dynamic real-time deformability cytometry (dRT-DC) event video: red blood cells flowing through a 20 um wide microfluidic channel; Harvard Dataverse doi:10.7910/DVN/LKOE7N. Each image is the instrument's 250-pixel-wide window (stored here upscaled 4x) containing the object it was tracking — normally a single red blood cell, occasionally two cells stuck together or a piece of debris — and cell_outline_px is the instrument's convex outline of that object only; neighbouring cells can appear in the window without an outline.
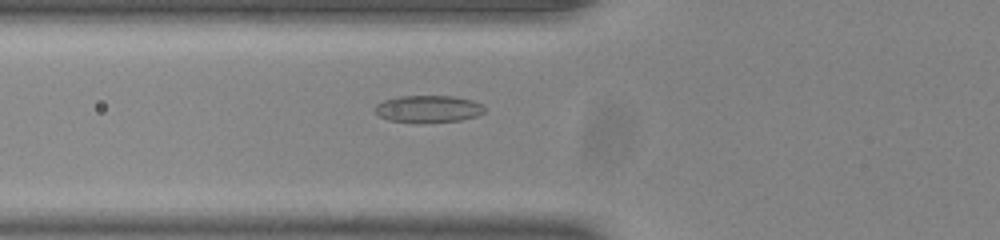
{"species": "common noctule bat (a hibernating species)", "species_latin": "Nyctalus noctula", "temperature_condition": "room temperature", "stored_images_in_passage": 30, "camera_frame_rate_fps": 3000, "um_per_image_px": 0.085, "animal": {"sex": "male", "body_mass_g": 20.0, "forearm_length_mm": 53.3}, "frame": {"image": 1, "passage_image": 3, "time_ms": 0.667, "image_size_px": [1000, 240], "cell_outline_px": [[484, 112], [476, 116], [460, 120], [388, 120], [380, 116], [376, 112], [376, 104], [384, 100], [400, 96], [452, 96], [472, 100], [484, 104]], "centroid_in_image_um": [36.44, 9.21], "position_along_channel_um": 89.4, "area_um2": 16.47}}
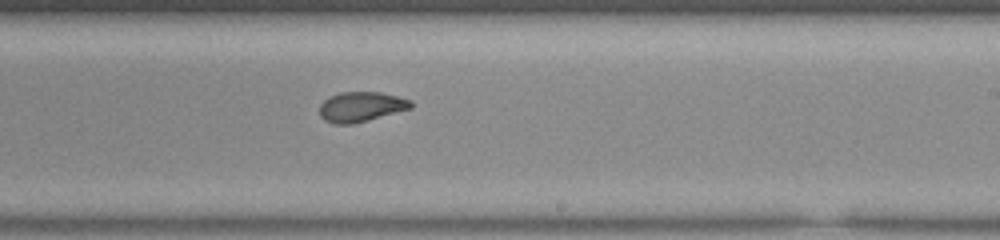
{"frame": {"image": 2, "passage_image": 16, "time_ms": 5.0, "image_size_px": [1000, 240], "cell_outline_px": [[412, 108], [368, 120], [352, 124], [336, 124], [324, 120], [320, 116], [320, 104], [328, 96], [340, 92], [380, 92], [412, 100]], "centroid_in_image_um": [30.67, 9.07], "position_along_channel_um": 258.3, "area_um2": 15.95}}
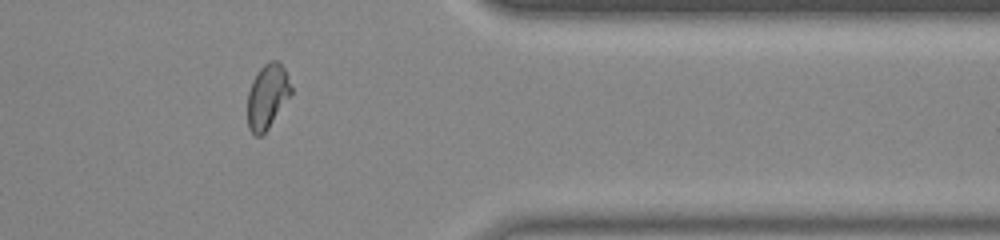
{"frame": {"image": 3, "passage_image": 27, "time_ms": 8.667, "image_size_px": [1000, 240], "cell_outline_px": [[292, 92], [268, 128], [260, 136], [256, 136], [248, 128], [248, 92], [252, 80], [260, 68], [268, 60], [276, 60], [284, 68], [288, 76], [292, 88]], "centroid_in_image_um": [22.72, 8.16], "position_along_channel_um": 388.7, "area_um2": 16.18}, "authors_computed_cell_mechanics": {"area_um2": 16.473, "velocity_mm_per_s": 3.8912, "shape_relaxation_time_tau1_ms": 3.8789, "shape_relaxation_time_tau2_ms": 1.4998, "deformation_change_tau1": 0.1303, "deformation_change_tau2": 0.0595}}